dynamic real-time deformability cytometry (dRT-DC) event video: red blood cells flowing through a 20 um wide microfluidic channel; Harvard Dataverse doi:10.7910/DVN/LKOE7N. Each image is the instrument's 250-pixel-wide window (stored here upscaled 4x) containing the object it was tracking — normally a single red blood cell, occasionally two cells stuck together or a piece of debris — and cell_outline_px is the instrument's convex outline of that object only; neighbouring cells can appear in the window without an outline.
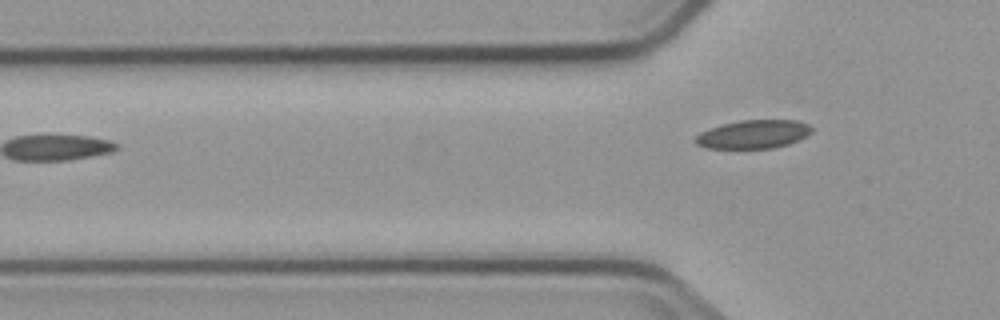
{"species": "common noctule bat (a hibernating species)", "species_latin": "Nyctalus noctula", "temperature_condition": "cold", "stored_images_in_passage": 2, "camera_frame_rate_fps": 3000, "um_per_image_px": 0.085, "animal": {"sex": "male", "body_mass_g": 23.1, "forearm_length_mm": 52.7}, "frame": {"image": 1, "passage_image": 2, "time_ms": 1.333, "image_size_px": [1000, 320], "cell_outline_px": [[812, 132], [788, 144], [772, 148], [704, 148], [696, 144], [692, 140], [700, 132], [724, 124], [740, 120], [796, 120], [808, 124], [812, 128]], "centroid_in_image_um": [64.0, 11.41], "position_along_channel_um": 61.8, "area_um2": 19.13}}